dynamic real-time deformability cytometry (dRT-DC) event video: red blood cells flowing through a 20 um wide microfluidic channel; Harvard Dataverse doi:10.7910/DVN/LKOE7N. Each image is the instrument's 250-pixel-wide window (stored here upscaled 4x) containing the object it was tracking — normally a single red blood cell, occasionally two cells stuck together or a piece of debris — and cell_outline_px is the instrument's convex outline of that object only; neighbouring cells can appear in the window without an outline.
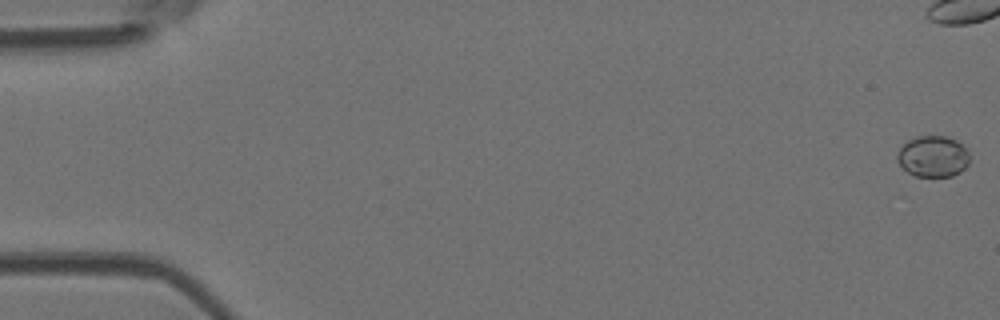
{"species": "Egyptian fruit bat (a non-hibernating species)", "species_latin": "Rousettus aegyptiacus", "temperature_condition": "room temperature", "stored_images_in_passage": 10, "camera_frame_rate_fps": 3000, "um_per_image_px": 0.085, "animal": {"sex": "female"}, "frame": {"image": 1, "passage_image": 1, "time_ms": 0.0, "image_size_px": [1000, 320], "cell_outline_px": [[968, 164], [960, 172], [952, 176], [916, 176], [908, 172], [896, 160], [896, 152], [908, 140], [916, 136], [944, 136], [956, 140], [968, 148]], "centroid_in_image_um": [79.3, 13.28], "position_along_channel_um": 5.7, "area_um2": 17.4}}
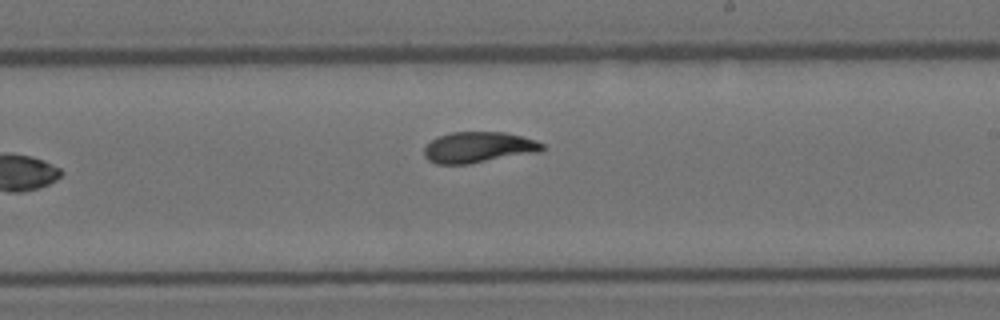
{"frame": {"image": 2, "passage_image": 10, "time_ms": 11.333, "image_size_px": [1000, 320], "cell_outline_px": [[544, 148], [540, 152], [468, 164], [436, 164], [428, 160], [424, 156], [424, 148], [432, 140], [440, 136], [452, 132], [504, 132], [536, 140], [544, 144]], "centroid_in_image_um": [40.68, 12.53], "position_along_channel_um": 248.3, "area_um2": 21.21}}